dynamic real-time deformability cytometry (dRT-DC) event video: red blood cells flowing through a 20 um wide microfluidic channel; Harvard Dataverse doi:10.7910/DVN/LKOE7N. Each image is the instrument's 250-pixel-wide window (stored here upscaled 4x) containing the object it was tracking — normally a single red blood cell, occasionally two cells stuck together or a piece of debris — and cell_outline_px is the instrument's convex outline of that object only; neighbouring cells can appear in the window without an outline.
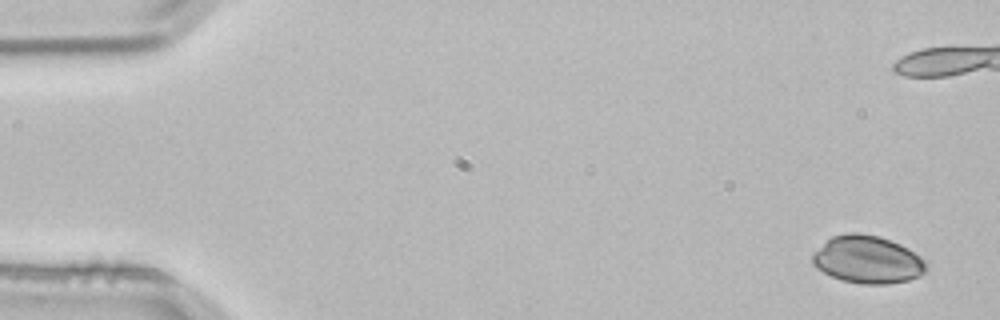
{"species": "common noctule bat (a hibernating species)", "species_latin": "Nyctalus noctula", "temperature_condition": "room temperature", "stored_images_in_passage": 6, "camera_frame_rate_fps": 3000, "um_per_image_px": 0.085, "animal": {"sex": "male", "body_mass_g": 21.5, "forearm_length_mm": 52.0}, "frame": {"image": 1, "passage_image": 1, "time_ms": 0.0, "image_size_px": [1000, 320], "cell_outline_px": [[928, 268], [920, 276], [908, 280], [888, 284], [864, 284], [840, 280], [816, 268], [812, 264], [812, 256], [832, 236], [848, 232], [860, 232], [880, 236], [900, 244], [908, 248], [920, 256], [928, 264]], "centroid_in_image_um": [73.77, 22.07], "position_along_channel_um": 11.2, "area_um2": 31.62}}